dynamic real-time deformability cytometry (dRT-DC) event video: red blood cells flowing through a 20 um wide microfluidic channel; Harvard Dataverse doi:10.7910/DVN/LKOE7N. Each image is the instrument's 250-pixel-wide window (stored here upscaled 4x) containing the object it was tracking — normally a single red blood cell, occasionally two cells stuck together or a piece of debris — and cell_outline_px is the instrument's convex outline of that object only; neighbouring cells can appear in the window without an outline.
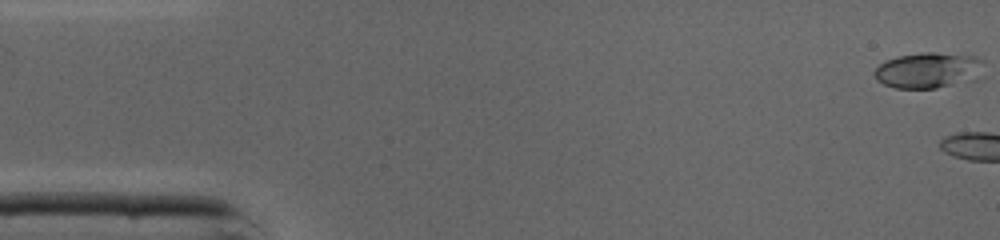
{"species": "common noctule bat (a hibernating species)", "species_latin": "Nyctalus noctula", "temperature_condition": "cold", "stored_images_in_passage": 4, "camera_frame_rate_fps": 3000, "um_per_image_px": 0.085, "animal": {"sex": "male", "body_mass_g": 19.0, "forearm_length_mm": 50.8}, "frame": {"image": 1, "passage_image": 1, "time_ms": 0.0, "image_size_px": [1000, 240], "cell_outline_px": [[980, 60], [968, 72], [948, 84], [936, 88], [896, 88], [884, 84], [876, 80], [876, 68], [880, 64], [888, 60], [900, 56], [924, 52], [932, 52], [976, 56]], "centroid_in_image_um": [78.57, 5.94], "position_along_channel_um": 6.4, "area_um2": 20.35}}